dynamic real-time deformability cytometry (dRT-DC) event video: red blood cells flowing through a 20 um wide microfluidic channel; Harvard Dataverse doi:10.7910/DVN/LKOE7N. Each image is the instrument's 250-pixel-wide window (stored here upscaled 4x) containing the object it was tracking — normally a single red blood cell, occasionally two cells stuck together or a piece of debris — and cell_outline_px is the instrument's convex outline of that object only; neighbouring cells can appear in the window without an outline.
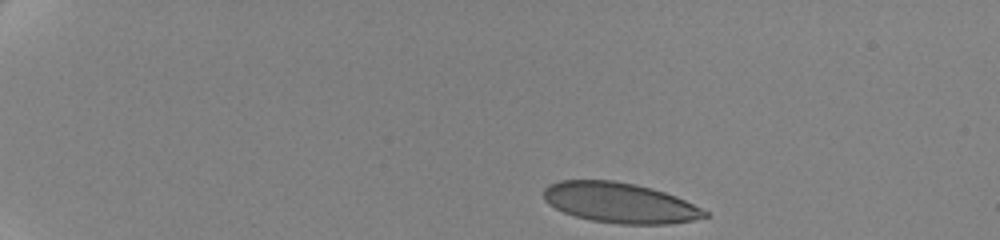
{"species": "human", "species_latin": "Homo sapiens", "temperature_condition": "cold", "stored_images_in_passage": 49, "camera_frame_rate_fps": 3000, "um_per_image_px": 0.085, "donor": {"sex": "female"}, "frame": {"image": 1, "passage_image": 1, "time_ms": 0.0, "image_size_px": [1000, 240], "cell_outline_px": [[708, 216], [692, 220], [668, 224], [620, 224], [592, 220], [576, 216], [564, 212], [548, 204], [544, 200], [544, 188], [548, 184], [560, 180], [612, 180], [636, 184], [652, 188], [676, 196], [708, 212]], "centroid_in_image_um": [52.65, 17.22], "position_along_channel_um": 32.3, "area_um2": 37.63}}
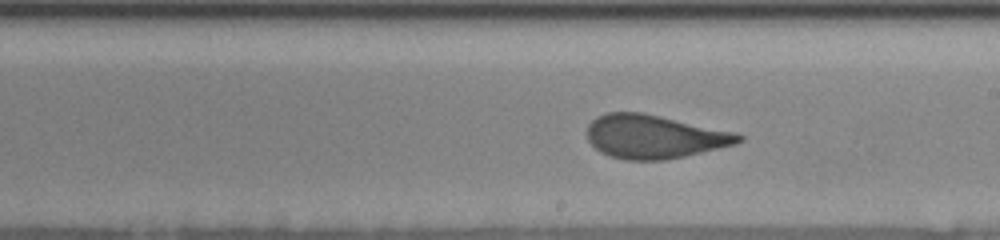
{"frame": {"image": 2, "passage_image": 27, "time_ms": 8.667, "image_size_px": [1000, 240], "cell_outline_px": [[744, 140], [736, 144], [684, 156], [664, 160], [624, 160], [608, 156], [600, 152], [588, 140], [588, 124], [596, 116], [608, 112], [644, 112], [736, 132], [744, 136]], "centroid_in_image_um": [55.61, 11.61], "position_along_channel_um": 233.4, "area_um2": 38.67}}
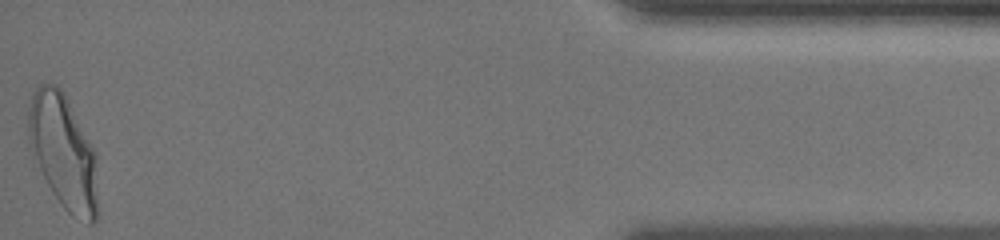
{"frame": {"image": 3, "passage_image": 49, "time_ms": 16.0, "image_size_px": [1000, 240], "cell_outline_px": [[100, 216], [92, 224], [88, 224], [72, 216], [60, 204], [52, 192], [28, 148], [28, 112], [32, 92], [40, 84], [56, 84], [64, 92], [96, 152], [100, 212]], "centroid_in_image_um": [5.42, 12.97], "position_along_channel_um": 429.8, "area_um2": 47.45}, "authors_computed_cell_mechanics": {"area_um2": 38.8416, "velocity_mm_per_s": 3.4911, "shape_relaxation_time_tau1_ms": 4.3979, "shape_relaxation_time_tau2_ms": null, "deformation_change_tau1": 0.1682, "deformation_change_tau2": null}}